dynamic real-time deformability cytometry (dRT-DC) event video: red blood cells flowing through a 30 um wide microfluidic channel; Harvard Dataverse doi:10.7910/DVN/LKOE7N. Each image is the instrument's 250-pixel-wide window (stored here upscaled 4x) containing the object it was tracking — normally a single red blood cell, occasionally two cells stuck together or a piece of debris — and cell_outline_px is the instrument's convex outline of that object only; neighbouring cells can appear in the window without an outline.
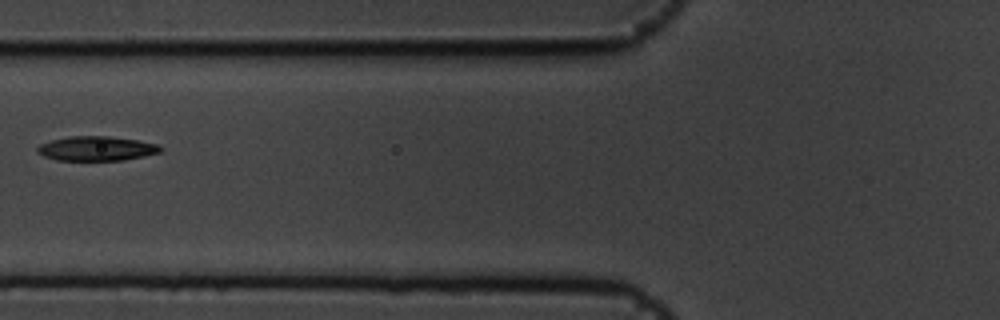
{"species": "common noctule bat (a hibernating species)", "species_latin": "Nyctalus noctula", "temperature_condition": "cold", "stored_images_in_passage": 7, "camera_frame_rate_fps": 3000, "um_per_image_px": 0.085, "animal": {"sex": "male", "body_mass_g": 19.5, "forearm_length_mm": 54.6}, "frame": {"image": 1, "passage_image": 7, "time_ms": 2.0, "image_size_px": [1000, 320], "cell_outline_px": [[164, 148], [160, 152], [144, 156], [124, 160], [56, 160], [44, 156], [36, 152], [36, 148], [40, 144], [52, 140], [68, 136], [108, 136], [136, 140], [160, 144]], "centroid_in_image_um": [8.21, 12.62], "position_along_channel_um": 117.6, "area_um2": 17.63}}